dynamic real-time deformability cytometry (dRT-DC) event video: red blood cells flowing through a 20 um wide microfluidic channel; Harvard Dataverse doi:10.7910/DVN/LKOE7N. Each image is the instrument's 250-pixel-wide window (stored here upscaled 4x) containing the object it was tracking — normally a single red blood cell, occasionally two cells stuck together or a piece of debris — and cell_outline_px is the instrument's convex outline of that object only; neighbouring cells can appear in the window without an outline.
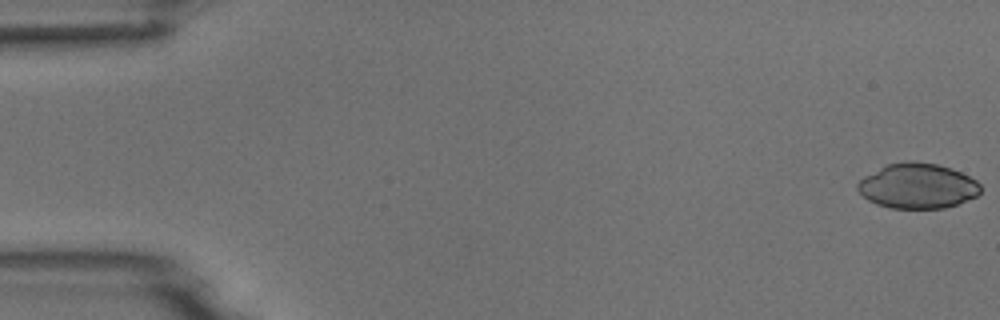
{"species": "common noctule bat (a hibernating species)", "species_latin": "Nyctalus noctula", "temperature_condition": "room temperature", "stored_images_in_passage": 5, "camera_frame_rate_fps": 3000, "um_per_image_px": 0.085, "animal": {"sex": "male", "body_mass_g": 18.8}, "frame": {"image": 1, "passage_image": 1, "time_ms": 0.0, "image_size_px": [1000, 320], "cell_outline_px": [[980, 192], [976, 196], [956, 204], [944, 208], [892, 208], [876, 204], [868, 200], [856, 188], [856, 184], [864, 176], [888, 164], [912, 160], [936, 164], [952, 168], [976, 180], [980, 184]], "centroid_in_image_um": [77.98, 15.8], "position_along_channel_um": 7.0, "area_um2": 32.14}}